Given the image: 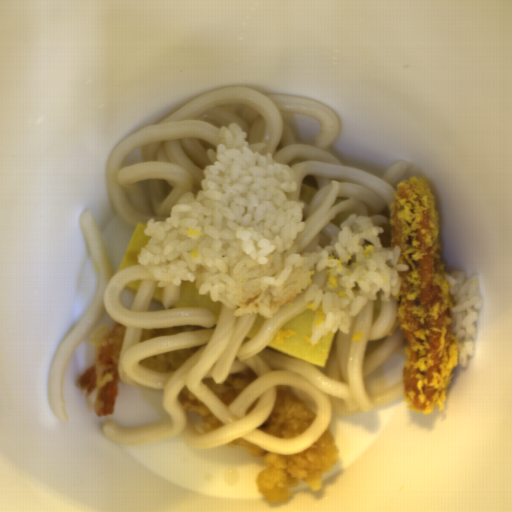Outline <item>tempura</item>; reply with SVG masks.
<instances>
[{"label":"tempura","instance_id":"1","mask_svg":"<svg viewBox=\"0 0 512 512\" xmlns=\"http://www.w3.org/2000/svg\"><path fill=\"white\" fill-rule=\"evenodd\" d=\"M227 446H240L248 455L265 461L266 469L256 475L254 482L260 495L270 503L286 502L292 495V488H297L299 483H306L311 490L319 492L324 473L330 472L341 457L330 424L313 444L296 455L267 451L241 437Z\"/></svg>","mask_w":512,"mask_h":512},{"label":"tempura","instance_id":"2","mask_svg":"<svg viewBox=\"0 0 512 512\" xmlns=\"http://www.w3.org/2000/svg\"><path fill=\"white\" fill-rule=\"evenodd\" d=\"M127 329L118 322L110 327L101 325L96 328L89 341L95 347L93 364L74 379L76 387L86 390L87 398L95 392L97 418L114 412L120 389V357Z\"/></svg>","mask_w":512,"mask_h":512},{"label":"tempura","instance_id":"3","mask_svg":"<svg viewBox=\"0 0 512 512\" xmlns=\"http://www.w3.org/2000/svg\"><path fill=\"white\" fill-rule=\"evenodd\" d=\"M316 413L290 388L278 385L273 410L257 428L279 440H294L312 426Z\"/></svg>","mask_w":512,"mask_h":512},{"label":"tempura","instance_id":"4","mask_svg":"<svg viewBox=\"0 0 512 512\" xmlns=\"http://www.w3.org/2000/svg\"><path fill=\"white\" fill-rule=\"evenodd\" d=\"M255 379V373L247 367L241 372L229 373L224 383H217L210 377L202 378L201 382L227 406Z\"/></svg>","mask_w":512,"mask_h":512},{"label":"tempura","instance_id":"5","mask_svg":"<svg viewBox=\"0 0 512 512\" xmlns=\"http://www.w3.org/2000/svg\"><path fill=\"white\" fill-rule=\"evenodd\" d=\"M180 407L196 415L202 422L203 432H209L215 428L226 425L219 419L192 391L184 386L176 398Z\"/></svg>","mask_w":512,"mask_h":512},{"label":"tempura","instance_id":"6","mask_svg":"<svg viewBox=\"0 0 512 512\" xmlns=\"http://www.w3.org/2000/svg\"><path fill=\"white\" fill-rule=\"evenodd\" d=\"M201 347L202 346L188 347L154 355L141 359L139 365L164 374L177 372L181 365Z\"/></svg>","mask_w":512,"mask_h":512},{"label":"tempura","instance_id":"7","mask_svg":"<svg viewBox=\"0 0 512 512\" xmlns=\"http://www.w3.org/2000/svg\"><path fill=\"white\" fill-rule=\"evenodd\" d=\"M200 330H206V326L183 325L161 328H141L139 342L153 338L189 333Z\"/></svg>","mask_w":512,"mask_h":512}]
</instances>
